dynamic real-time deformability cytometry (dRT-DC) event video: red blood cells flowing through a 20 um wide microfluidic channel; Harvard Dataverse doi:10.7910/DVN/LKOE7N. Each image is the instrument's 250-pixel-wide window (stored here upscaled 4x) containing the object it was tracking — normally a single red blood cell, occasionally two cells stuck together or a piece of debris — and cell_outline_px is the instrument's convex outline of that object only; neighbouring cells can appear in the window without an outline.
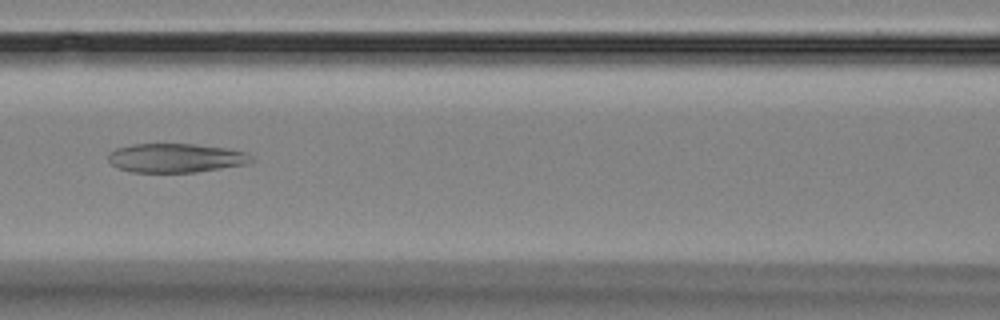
{"species": "Egyptian fruit bat (a non-hibernating species)", "species_latin": "Rousettus aegyptiacus", "temperature_condition": "room temperature", "stored_images_in_passage": 10, "camera_frame_rate_fps": 3000, "um_per_image_px": 0.085, "animal": {"sex": "female"}, "frame": {"image": 1, "passage_image": 6, "time_ms": 6.0, "image_size_px": [1000, 320], "cell_outline_px": [[256, 160], [248, 164], [196, 172], [132, 172], [120, 168], [112, 164], [108, 160], [108, 156], [116, 148], [132, 144], [192, 144], [228, 148], [248, 152]], "centroid_in_image_um": [15.02, 13.42], "position_along_channel_um": 151.6, "area_um2": 24.28}}
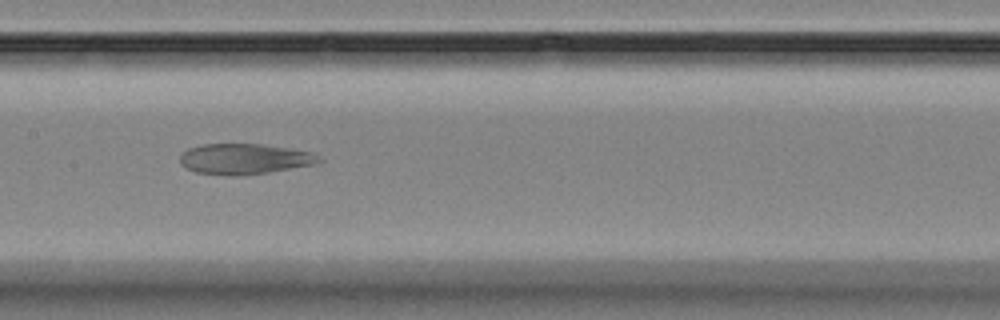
{"frame": {"image": 2, "passage_image": 7, "time_ms": 7.0, "image_size_px": [1000, 320], "cell_outline_px": [[324, 160], [320, 164], [268, 172], [240, 176], [228, 176], [196, 172], [180, 164], [180, 156], [188, 148], [204, 144], [260, 144], [308, 152]], "centroid_in_image_um": [20.77, 13.53], "position_along_channel_um": 186.6, "area_um2": 24.62}}
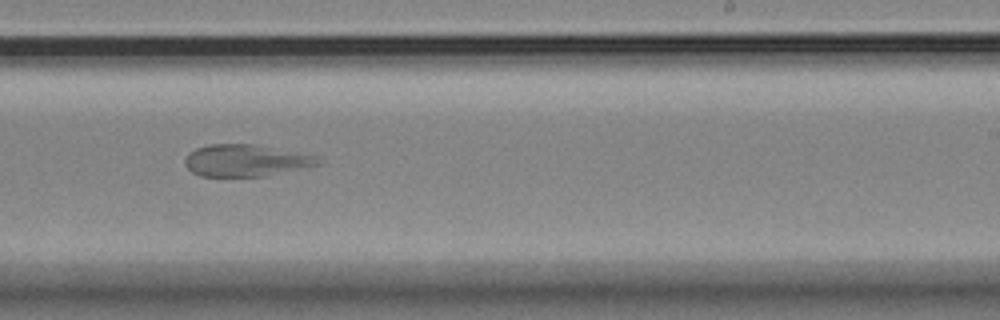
{"frame": {"image": 3, "passage_image": 9, "time_ms": 9.333, "image_size_px": [1000, 320], "cell_outline_px": [[324, 164], [264, 176], [200, 176], [192, 172], [184, 164], [184, 160], [188, 152], [196, 148], [208, 144], [252, 144], [316, 156]], "centroid_in_image_um": [20.86, 13.64], "position_along_channel_um": 268.1, "area_um2": 24.62}}